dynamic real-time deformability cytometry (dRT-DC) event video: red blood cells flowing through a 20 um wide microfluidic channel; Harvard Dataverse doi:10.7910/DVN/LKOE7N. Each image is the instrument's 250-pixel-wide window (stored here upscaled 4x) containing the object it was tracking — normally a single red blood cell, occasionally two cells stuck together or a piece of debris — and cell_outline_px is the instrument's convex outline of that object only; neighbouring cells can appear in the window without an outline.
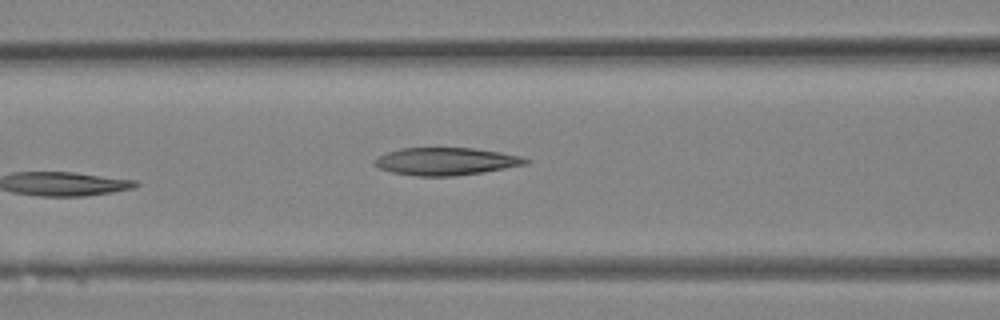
{"species": "Egyptian fruit bat (a non-hibernating species)", "species_latin": "Rousettus aegyptiacus", "temperature_condition": "room temperature", "stored_images_in_passage": 13, "camera_frame_rate_fps": 3000, "um_per_image_px": 0.085, "animal": {"sex": "female"}, "frame": {"image": 1, "passage_image": 13, "time_ms": 4.0, "image_size_px": [1000, 320], "cell_outline_px": [[532, 160], [528, 164], [484, 172], [456, 176], [416, 176], [392, 172], [380, 168], [372, 160], [388, 152], [400, 148], [476, 148], [500, 152], [520, 156]], "centroid_in_image_um": [37.95, 13.72], "position_along_channel_um": 128.6, "area_um2": 24.28}}